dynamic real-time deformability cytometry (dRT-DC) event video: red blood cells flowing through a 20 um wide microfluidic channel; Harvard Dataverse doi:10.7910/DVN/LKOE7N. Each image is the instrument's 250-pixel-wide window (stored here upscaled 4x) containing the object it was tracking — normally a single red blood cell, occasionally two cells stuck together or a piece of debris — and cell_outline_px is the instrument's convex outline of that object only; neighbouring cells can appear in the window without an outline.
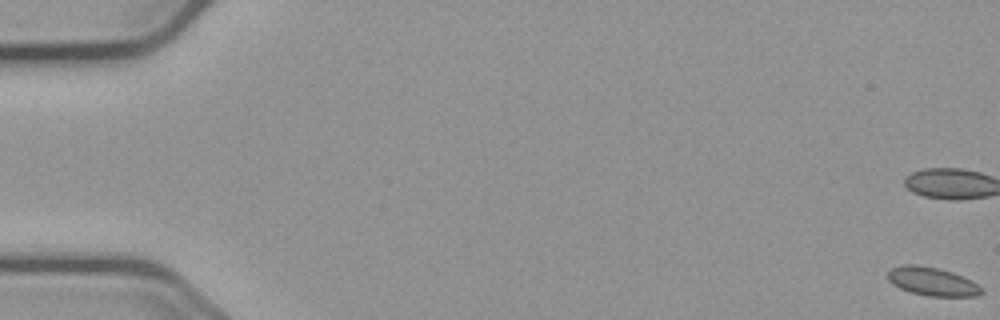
{"species": "common noctule bat (a hibernating species)", "species_latin": "Nyctalus noctula", "temperature_condition": "cold", "stored_images_in_passage": 48, "camera_frame_rate_fps": 3000, "um_per_image_px": 0.085, "animal": {"sex": "male", "body_mass_g": 23.1, "forearm_length_mm": 52.7}, "frame": {"image": 1, "passage_image": 1, "time_ms": 0.0, "image_size_px": [1000, 320], "cell_outline_px": [[984, 292], [976, 296], [928, 296], [912, 292], [900, 288], [892, 284], [888, 280], [888, 272], [892, 268], [904, 264], [916, 264], [936, 268], [952, 272], [972, 280]], "centroid_in_image_um": [79.23, 23.92], "position_along_channel_um": 5.8, "area_um2": 15.37}}